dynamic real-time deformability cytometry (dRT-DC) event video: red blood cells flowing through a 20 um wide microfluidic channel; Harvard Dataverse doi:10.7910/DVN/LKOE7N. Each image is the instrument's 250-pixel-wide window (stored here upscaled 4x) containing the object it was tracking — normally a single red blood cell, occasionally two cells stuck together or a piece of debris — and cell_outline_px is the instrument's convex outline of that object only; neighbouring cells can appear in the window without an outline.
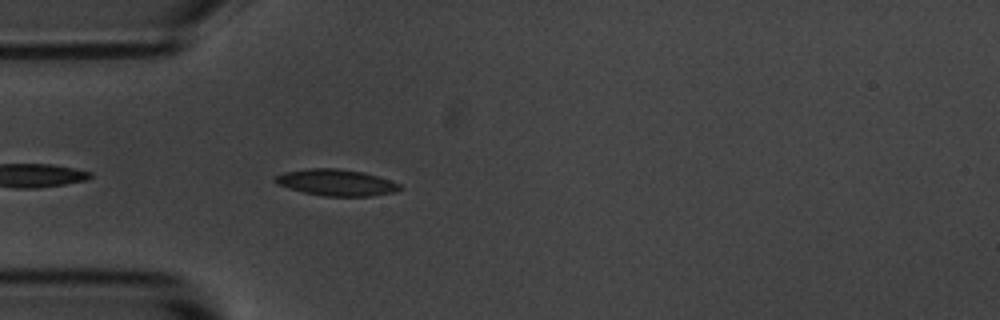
{"species": "common noctule bat (a hibernating species)", "species_latin": "Nyctalus noctula", "temperature_condition": "room temperature", "stored_images_in_passage": 18, "camera_frame_rate_fps": 3000, "um_per_image_px": 0.085, "animal": {"sex": "male", "body_mass_g": 20.1, "forearm_length_mm": 53.5}, "frame": {"image": 1, "passage_image": 3, "time_ms": 0.667, "image_size_px": [1000, 320], "cell_outline_px": [[404, 188], [396, 192], [372, 196], [324, 196], [304, 192], [276, 184], [272, 180], [276, 176], [284, 172], [308, 168], [336, 168], [364, 172], [400, 184]], "centroid_in_image_um": [28.58, 15.51], "position_along_channel_um": 56.4, "area_um2": 19.19}}